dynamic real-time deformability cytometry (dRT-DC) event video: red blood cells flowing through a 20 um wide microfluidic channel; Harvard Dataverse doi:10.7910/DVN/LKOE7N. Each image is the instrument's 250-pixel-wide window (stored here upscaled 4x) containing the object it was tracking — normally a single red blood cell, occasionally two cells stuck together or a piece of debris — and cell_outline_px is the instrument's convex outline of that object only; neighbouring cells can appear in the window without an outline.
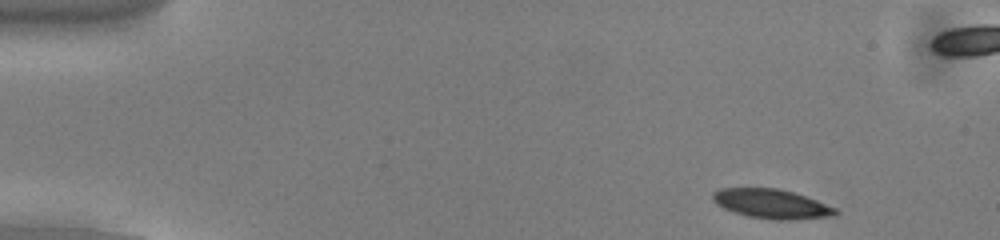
{"species": "common noctule bat (a hibernating species)", "species_latin": "Nyctalus noctula", "temperature_condition": "cold", "stored_images_in_passage": 51, "camera_frame_rate_fps": 3000, "um_per_image_px": 0.085, "animal": {"sex": "male", "body_mass_g": 13.0, "forearm_length_mm": 53.1}, "frame": {"image": 1, "passage_image": 2, "time_ms": 0.333, "image_size_px": [1000, 240], "cell_outline_px": [[840, 212], [836, 216], [788, 220], [776, 220], [748, 216], [724, 208], [716, 204], [712, 200], [712, 192], [720, 188], [780, 188], [816, 200], [836, 208]], "centroid_in_image_um": [65.59, 17.33], "position_along_channel_um": 19.4, "area_um2": 20.98}}
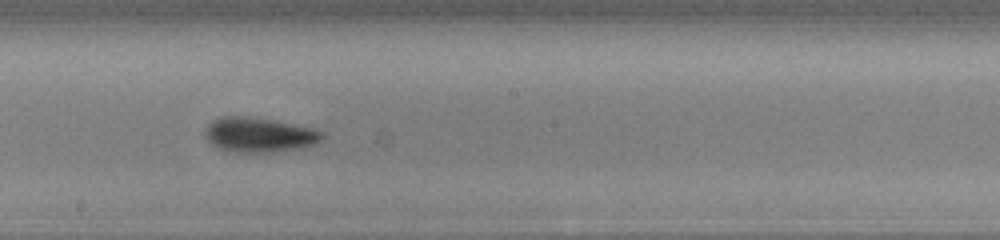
{"frame": {"image": 2, "passage_image": 26, "time_ms": 8.333, "image_size_px": [1000, 240], "cell_outline_px": [[324, 140], [316, 144], [300, 148], [272, 152], [232, 152], [220, 148], [212, 144], [204, 136], [204, 128], [212, 120], [220, 116], [248, 116], [272, 120], [312, 128], [324, 132]], "centroid_in_image_um": [22.02, 11.45], "position_along_channel_um": 226.2, "area_um2": 23.87}}
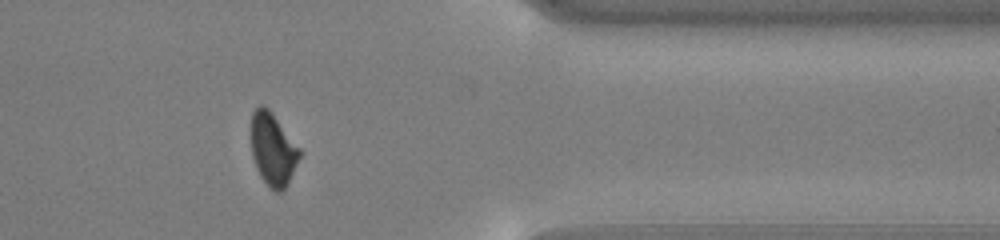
{"frame": {"image": 3, "passage_image": 40, "time_ms": 13.0, "image_size_px": [1000, 240], "cell_outline_px": [[300, 156], [284, 188], [280, 192], [276, 192], [260, 176], [256, 168], [252, 156], [252, 112], [260, 104], [268, 108], [300, 148]], "centroid_in_image_um": [23.18, 12.67], "position_along_channel_um": 388.2, "area_um2": 19.88}, "authors_computed_cell_mechanics": {"area_um2": 21.8484, "velocity_mm_per_s": 3.8308, "shape_relaxation_time_tau1_ms": 1.9814, "shape_relaxation_time_tau2_ms": 2.8789, "deformation_change_tau1": 0.1005, "deformation_change_tau2": 0.0747}}